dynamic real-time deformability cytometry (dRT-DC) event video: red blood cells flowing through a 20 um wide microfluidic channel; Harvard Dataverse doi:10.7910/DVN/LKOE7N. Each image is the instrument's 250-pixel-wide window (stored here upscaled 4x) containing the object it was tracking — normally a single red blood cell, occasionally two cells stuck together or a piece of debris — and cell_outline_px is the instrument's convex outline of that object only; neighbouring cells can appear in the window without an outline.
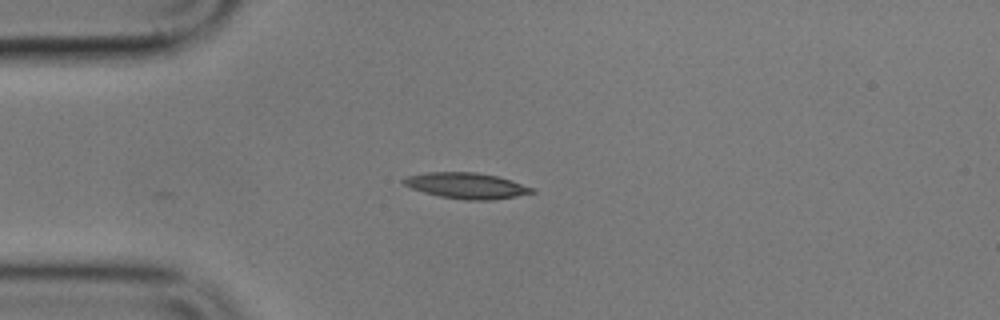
{"species": "common noctule bat (a hibernating species)", "species_latin": "Nyctalus noctula", "temperature_condition": "cold", "stored_images_in_passage": 7, "camera_frame_rate_fps": 3000, "um_per_image_px": 0.085, "animal": {"sex": "male", "body_mass_g": 17.9}, "frame": {"image": 1, "passage_image": 5, "time_ms": 4.667, "image_size_px": [1000, 320], "cell_outline_px": [[536, 192], [516, 196], [492, 200], [464, 200], [440, 196], [424, 192], [412, 188], [404, 184], [400, 180], [408, 176], [428, 172], [476, 172], [496, 176], [512, 180], [532, 188]], "centroid_in_image_um": [39.65, 15.78], "position_along_channel_um": 45.4, "area_um2": 19.19}}
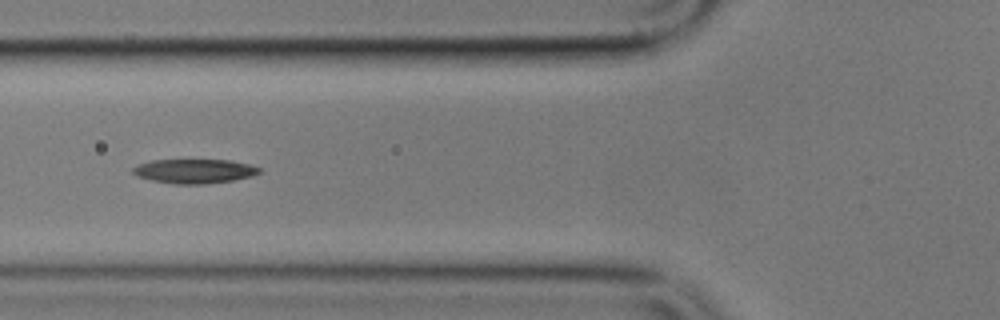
{"frame": {"image": 2, "passage_image": 7, "time_ms": 7.0, "image_size_px": [1000, 320], "cell_outline_px": [[260, 172], [252, 176], [232, 180], [204, 184], [176, 184], [152, 180], [136, 176], [132, 172], [132, 168], [136, 164], [152, 160], [228, 160], [248, 164], [260, 168]], "centroid_in_image_um": [16.47, 14.54], "position_along_channel_um": 109.3, "area_um2": 17.8}}